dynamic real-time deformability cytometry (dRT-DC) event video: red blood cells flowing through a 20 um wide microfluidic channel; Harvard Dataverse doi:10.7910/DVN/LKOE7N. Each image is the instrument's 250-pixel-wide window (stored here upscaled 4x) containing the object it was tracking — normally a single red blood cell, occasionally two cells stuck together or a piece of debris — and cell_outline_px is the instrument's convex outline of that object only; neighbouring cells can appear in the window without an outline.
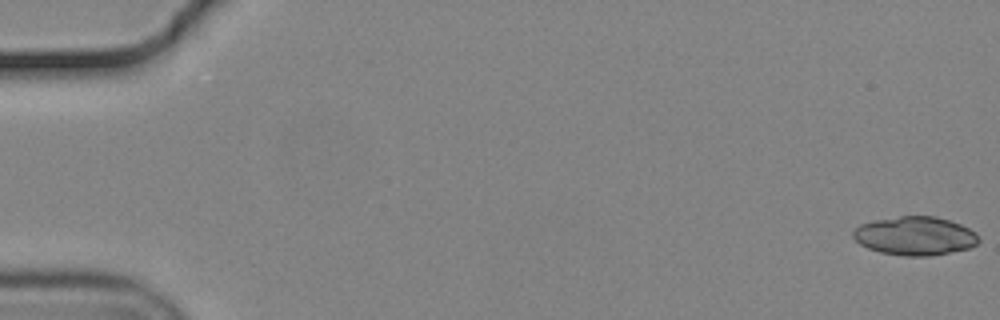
{"species": "common noctule bat (a hibernating species)", "species_latin": "Nyctalus noctula", "temperature_condition": "cold", "stored_images_in_passage": 22, "camera_frame_rate_fps": 3000, "um_per_image_px": 0.085, "animal": {"sex": "male", "body_mass_g": 19.2, "forearm_length_mm": 51.8}, "frame": {"image": 1, "passage_image": 1, "time_ms": 0.0, "image_size_px": [1000, 320], "cell_outline_px": [[980, 240], [976, 244], [968, 248], [928, 256], [904, 256], [880, 252], [868, 248], [860, 244], [852, 236], [852, 232], [860, 224], [876, 220], [900, 216], [936, 216], [960, 224], [976, 232]], "centroid_in_image_um": [77.76, 20.05], "position_along_channel_um": 7.2, "area_um2": 28.09}}